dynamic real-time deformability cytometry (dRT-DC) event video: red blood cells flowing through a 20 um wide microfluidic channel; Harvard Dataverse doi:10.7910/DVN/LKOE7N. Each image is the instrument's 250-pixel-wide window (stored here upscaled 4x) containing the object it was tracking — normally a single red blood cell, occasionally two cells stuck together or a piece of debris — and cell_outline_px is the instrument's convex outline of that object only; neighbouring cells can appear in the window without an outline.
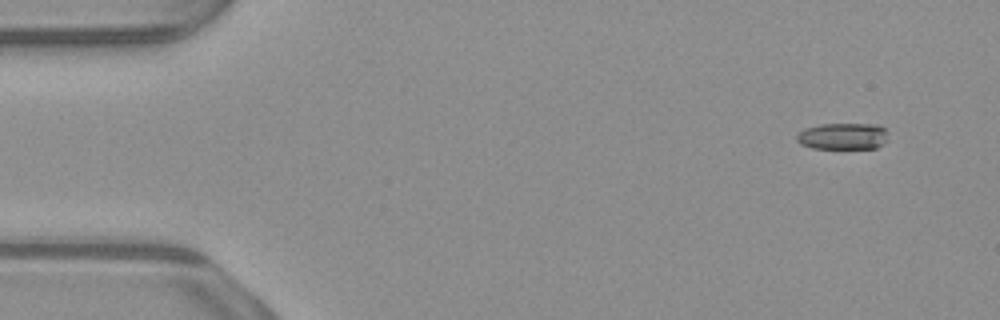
{"species": "common noctule bat (a hibernating species)", "species_latin": "Nyctalus noctula", "temperature_condition": "warm", "stored_images_in_passage": 50, "camera_frame_rate_fps": 3000, "um_per_image_px": 0.085, "animal": {"sex": "male", "body_mass_g": 23.1, "forearm_length_mm": 52.7}, "frame": {"image": 1, "passage_image": 1, "time_ms": 0.0, "image_size_px": [1000, 320], "cell_outline_px": [[888, 140], [884, 144], [876, 148], [812, 148], [800, 144], [796, 140], [796, 136], [804, 128], [820, 124], [876, 124], [884, 128], [888, 132]], "centroid_in_image_um": [71.67, 11.58], "position_along_channel_um": 13.3, "area_um2": 14.33}}
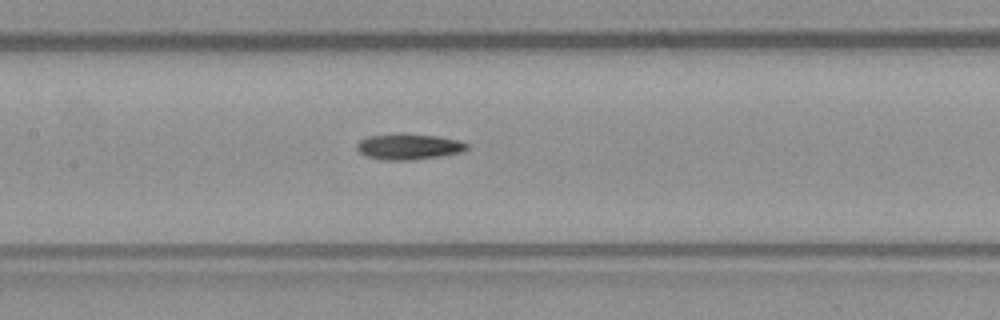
{"frame": {"image": 2, "passage_image": 22, "time_ms": 7.0, "image_size_px": [1000, 320], "cell_outline_px": [[468, 148], [460, 152], [440, 156], [416, 160], [380, 160], [364, 156], [356, 148], [356, 144], [360, 140], [368, 136], [392, 132], [404, 132], [436, 136], [460, 140], [468, 144]], "centroid_in_image_um": [34.69, 12.44], "position_along_channel_um": 172.7, "area_um2": 17.11}}
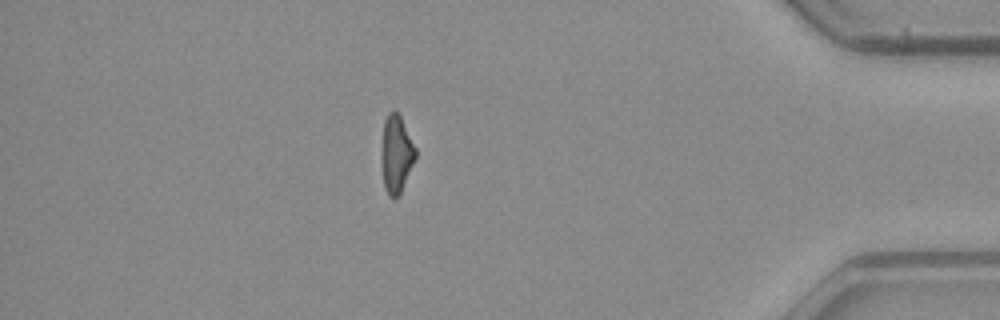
{"frame": {"image": 3, "passage_image": 43, "time_ms": 14.0, "image_size_px": [1000, 320], "cell_outline_px": [[416, 156], [400, 192], [396, 196], [388, 196], [384, 188], [384, 120], [388, 112], [396, 112], [400, 116], [416, 148]], "centroid_in_image_um": [33.73, 13.07], "position_along_channel_um": 401.5, "area_um2": 14.22}}